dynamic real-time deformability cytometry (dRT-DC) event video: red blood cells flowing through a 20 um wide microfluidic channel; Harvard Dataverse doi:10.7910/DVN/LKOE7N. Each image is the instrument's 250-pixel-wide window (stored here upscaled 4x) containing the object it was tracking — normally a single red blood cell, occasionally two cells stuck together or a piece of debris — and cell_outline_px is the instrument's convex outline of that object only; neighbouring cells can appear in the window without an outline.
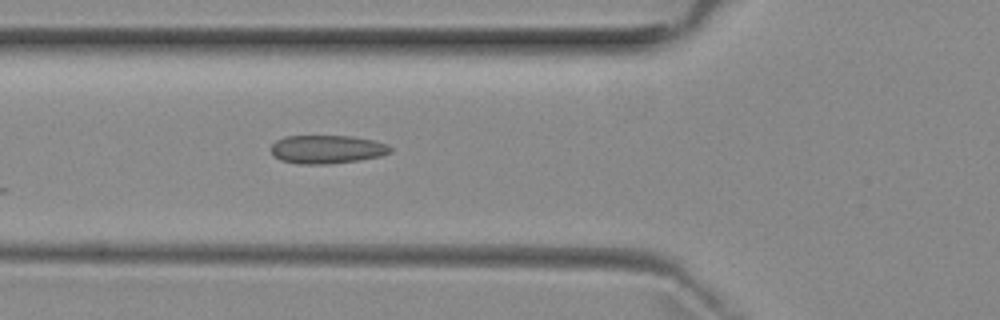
{"species": "common noctule bat (a hibernating species)", "species_latin": "Nyctalus noctula", "temperature_condition": "room temperature", "stored_images_in_passage": 5, "camera_frame_rate_fps": 3000, "um_per_image_px": 0.085, "animal": {"sex": "female", "body_mass_g": 29.2, "forearm_length_mm": 56.3}, "frame": {"image": 1, "passage_image": 5, "time_ms": 4.333, "image_size_px": [1000, 320], "cell_outline_px": [[392, 152], [380, 156], [360, 160], [332, 164], [296, 164], [280, 160], [272, 156], [272, 144], [276, 140], [284, 136], [352, 136], [372, 140], [388, 144], [392, 148]], "centroid_in_image_um": [27.79, 12.7], "position_along_channel_um": 98.0, "area_um2": 20.0}}